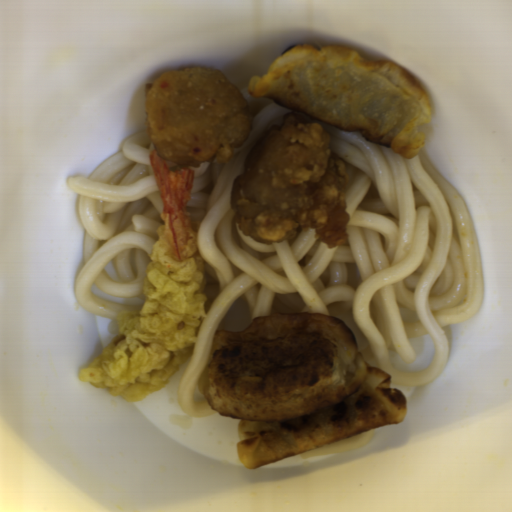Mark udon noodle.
<instances>
[{"label": "udon noodle", "instance_id": "2", "mask_svg": "<svg viewBox=\"0 0 512 512\" xmlns=\"http://www.w3.org/2000/svg\"><path fill=\"white\" fill-rule=\"evenodd\" d=\"M155 150L148 128L130 136L89 177L73 175L67 187L79 195L84 265L73 285L79 305L110 319L140 305L147 265L162 223L163 200L152 168Z\"/></svg>", "mask_w": 512, "mask_h": 512}, {"label": "udon noodle", "instance_id": "1", "mask_svg": "<svg viewBox=\"0 0 512 512\" xmlns=\"http://www.w3.org/2000/svg\"><path fill=\"white\" fill-rule=\"evenodd\" d=\"M239 92L249 105L250 135L227 163L194 167L187 206L197 224L208 301L179 382L182 412L197 418L217 413L198 388L216 332H243L253 319L270 314L334 316L352 333L367 364L390 375L391 385L432 382L450 355L445 326L473 317L484 301L479 245L458 190L423 149L405 158L315 118L346 167L347 240L328 248L309 228L288 241H255L234 220L233 180L264 133L293 111L252 96L248 87ZM427 334L435 343L428 370L392 369L387 350L411 363L409 340Z\"/></svg>", "mask_w": 512, "mask_h": 512}, {"label": "udon noodle", "instance_id": "4", "mask_svg": "<svg viewBox=\"0 0 512 512\" xmlns=\"http://www.w3.org/2000/svg\"><path fill=\"white\" fill-rule=\"evenodd\" d=\"M166 166L167 168L171 169L172 171H176V170H181L182 168H184L185 166L183 165H180L178 163H174V162H170V161H166Z\"/></svg>", "mask_w": 512, "mask_h": 512}, {"label": "udon noodle", "instance_id": "3", "mask_svg": "<svg viewBox=\"0 0 512 512\" xmlns=\"http://www.w3.org/2000/svg\"><path fill=\"white\" fill-rule=\"evenodd\" d=\"M376 431L375 427L294 455L301 459L358 450L374 437Z\"/></svg>", "mask_w": 512, "mask_h": 512}]
</instances>
